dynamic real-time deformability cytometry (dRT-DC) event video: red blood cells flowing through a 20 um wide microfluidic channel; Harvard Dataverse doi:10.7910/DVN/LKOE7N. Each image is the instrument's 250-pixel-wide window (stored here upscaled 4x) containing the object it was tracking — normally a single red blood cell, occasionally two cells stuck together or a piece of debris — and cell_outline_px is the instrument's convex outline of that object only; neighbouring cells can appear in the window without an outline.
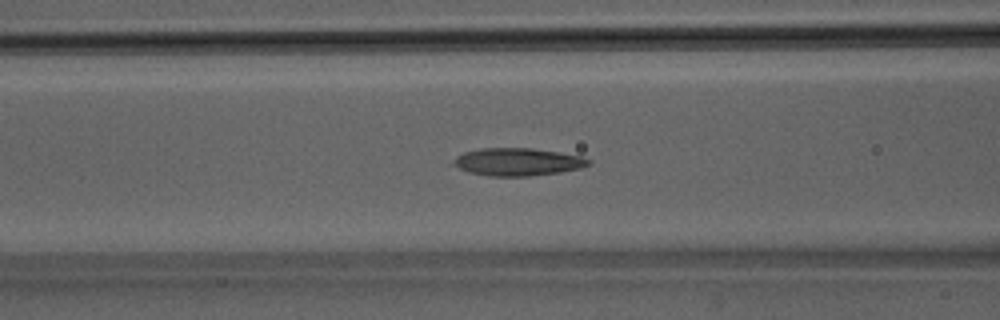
{"species": "Egyptian fruit bat (a non-hibernating species)", "species_latin": "Rousettus aegyptiacus", "temperature_condition": "room temperature", "stored_images_in_passage": 40, "camera_frame_rate_fps": 3000, "um_per_image_px": 0.085, "animal": {"sex": "male"}, "frame": {"image": 1, "passage_image": 11, "time_ms": 3.333, "image_size_px": [1000, 320], "cell_outline_px": [[592, 164], [580, 168], [560, 172], [528, 176], [488, 176], [468, 172], [452, 164], [456, 156], [464, 152], [480, 148], [532, 148], [560, 152], [580, 156], [592, 160]], "centroid_in_image_um": [44.01, 13.75], "position_along_channel_um": 122.6, "area_um2": 21.85}}
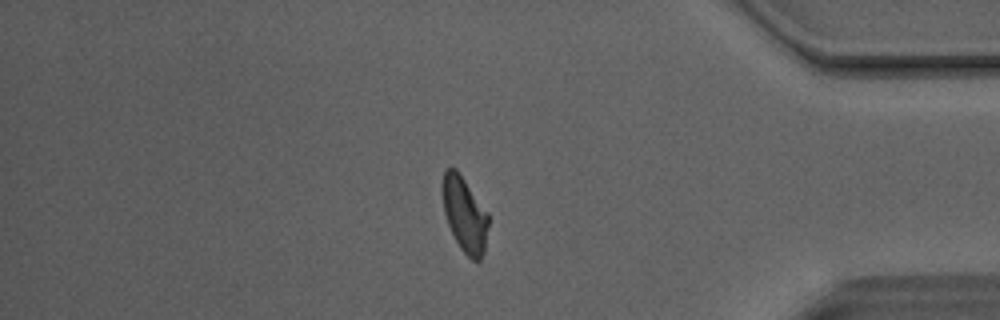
{"frame": {"image": 2, "passage_image": 33, "time_ms": 10.667, "image_size_px": [1000, 320], "cell_outline_px": [[488, 224], [484, 252], [480, 260], [472, 260], [460, 248], [448, 224], [444, 212], [440, 192], [440, 184], [444, 168], [456, 168], [488, 212]], "centroid_in_image_um": [39.45, 18.16], "position_along_channel_um": 395.7, "area_um2": 20.35}}
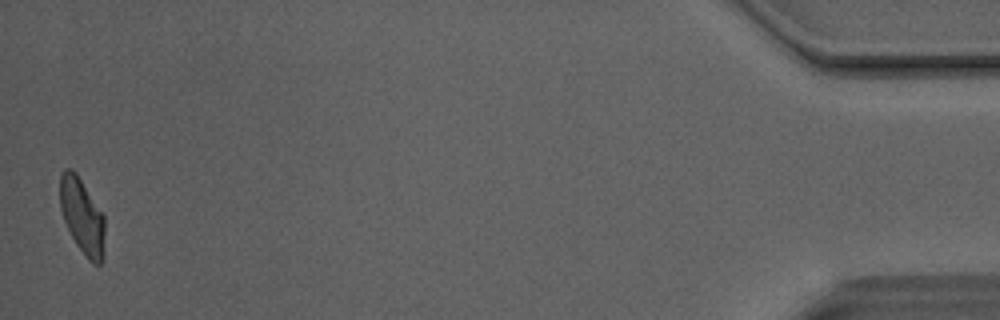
{"frame": {"image": 3, "passage_image": 40, "time_ms": 13.0, "image_size_px": [1000, 320], "cell_outline_px": [[104, 252], [100, 264], [92, 264], [88, 260], [76, 244], [64, 220], [60, 208], [60, 172], [64, 168], [72, 168], [76, 172], [104, 216]], "centroid_in_image_um": [6.97, 18.36], "position_along_channel_um": 428.2, "area_um2": 19.65}, "authors_computed_cell_mechanics": {"area_um2": 20.8947, "velocity_mm_per_s": 4.1208, "shape_relaxation_time_tau1_ms": null, "shape_relaxation_time_tau2_ms": 2.4585, "deformation_change_tau1": null, "deformation_change_tau2": 0.0909}}